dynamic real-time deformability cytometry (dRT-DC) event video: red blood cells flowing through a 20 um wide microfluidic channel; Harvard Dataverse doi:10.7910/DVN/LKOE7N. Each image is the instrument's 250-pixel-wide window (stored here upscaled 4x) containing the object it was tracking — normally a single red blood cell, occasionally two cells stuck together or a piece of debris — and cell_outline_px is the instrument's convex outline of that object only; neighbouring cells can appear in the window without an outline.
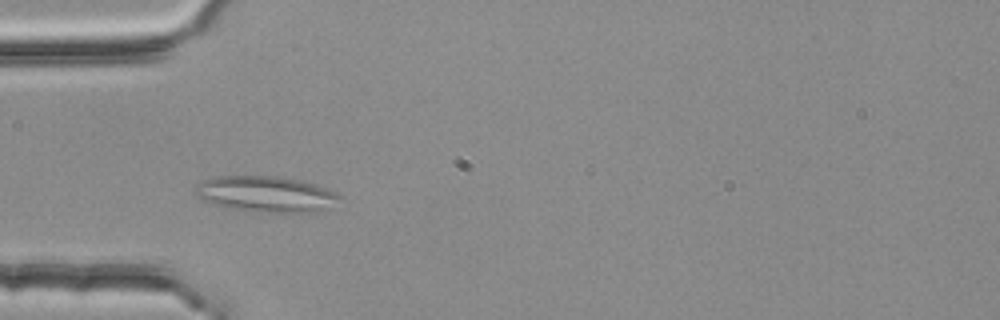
{"species": "common noctule bat (a hibernating species)", "species_latin": "Nyctalus noctula", "temperature_condition": "room temperature", "stored_images_in_passage": 4, "segment_of_instrument_passage": [1, 2], "camera_frame_rate_fps": 3000, "um_per_image_px": 0.085, "animal": {"sex": "female", "body_mass_g": 25.1}, "frame": {"image": 1, "passage_image": 2, "time_ms": 0.333, "image_size_px": [1000, 320], "cell_outline_px": [[340, 196], [332, 208], [320, 212], [244, 212], [212, 204], [196, 196], [196, 184], [212, 176], [276, 176], [300, 180], [316, 184], [336, 192]], "centroid_in_image_um": [22.61, 16.51], "position_along_channel_um": 62.4, "area_um2": 30.63}}